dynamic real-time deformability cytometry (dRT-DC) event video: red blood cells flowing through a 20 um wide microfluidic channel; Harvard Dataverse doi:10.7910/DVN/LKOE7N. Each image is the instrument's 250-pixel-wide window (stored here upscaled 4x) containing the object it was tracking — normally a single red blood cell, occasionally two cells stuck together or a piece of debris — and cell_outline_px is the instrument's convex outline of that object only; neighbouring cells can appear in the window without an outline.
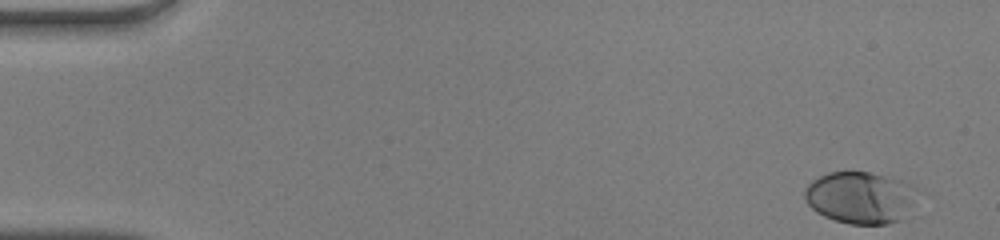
{"species": "human", "species_latin": "Homo sapiens", "temperature_condition": "warm", "stored_images_in_passage": 42, "camera_frame_rate_fps": 3000, "um_per_image_px": 0.085, "donor": {"sex": "male"}, "frame": {"image": 1, "passage_image": 1, "time_ms": 0.0, "image_size_px": [1000, 240], "cell_outline_px": [[916, 192], [900, 220], [888, 224], [848, 224], [824, 216], [816, 212], [804, 200], [804, 192], [808, 184], [812, 180], [828, 172], [868, 172], [900, 180], [916, 188]], "centroid_in_image_um": [73.04, 16.79], "position_along_channel_um": 12.0, "area_um2": 33.47}}
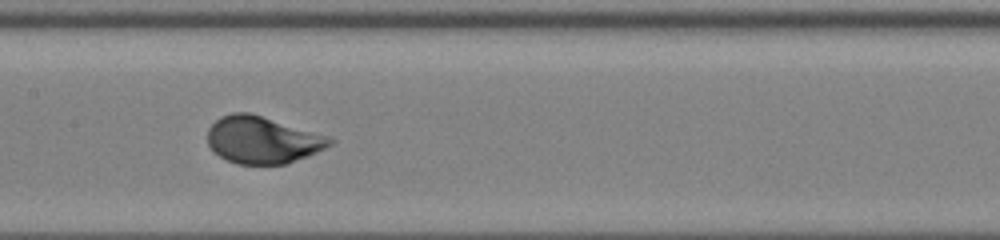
{"frame": {"image": 2, "passage_image": 24, "time_ms": 7.667, "image_size_px": [1000, 240], "cell_outline_px": [[336, 140], [332, 144], [308, 156], [288, 164], [236, 164], [212, 152], [208, 144], [208, 128], [220, 116], [232, 112], [248, 112], [328, 136]], "centroid_in_image_um": [22.29, 11.9], "position_along_channel_um": 185.1, "area_um2": 33.47}}
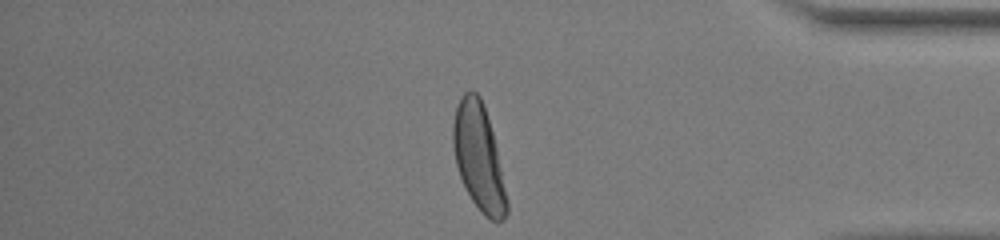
{"frame": {"image": 3, "passage_image": 41, "time_ms": 13.333, "image_size_px": [1000, 240], "cell_outline_px": [[508, 212], [504, 220], [496, 224], [484, 216], [480, 212], [472, 200], [460, 176], [456, 164], [452, 144], [452, 124], [456, 104], [460, 96], [464, 92], [472, 88], [480, 96], [492, 132], [496, 148], [508, 200]], "centroid_in_image_um": [40.68, 13.38], "position_along_channel_um": 394.5, "area_um2": 33.47}, "authors_computed_cell_mechanics": {"area_um2": 33.1772, "velocity_mm_per_s": 4.1458, "shape_relaxation_time_tau1_ms": 2.5099, "shape_relaxation_time_tau2_ms": null, "deformation_change_tau1": 0.1803, "deformation_change_tau2": null}}